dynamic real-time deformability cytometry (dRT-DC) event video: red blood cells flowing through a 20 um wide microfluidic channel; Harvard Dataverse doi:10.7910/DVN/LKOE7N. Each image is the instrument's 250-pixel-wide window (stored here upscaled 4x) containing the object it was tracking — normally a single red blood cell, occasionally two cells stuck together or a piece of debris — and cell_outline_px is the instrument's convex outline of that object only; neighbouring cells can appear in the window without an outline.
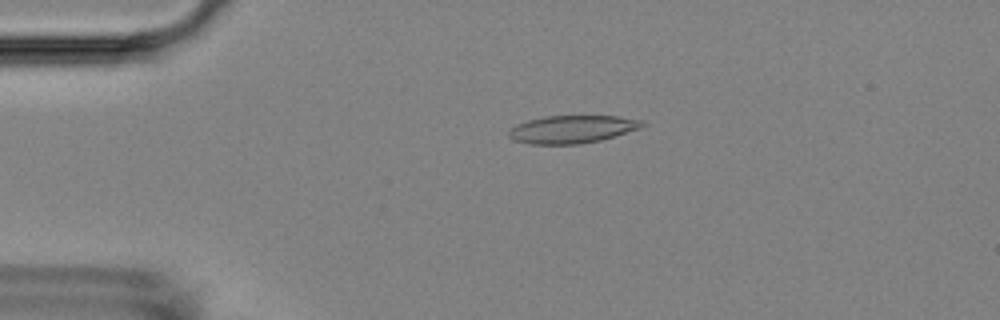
{"species": "Egyptian fruit bat (a non-hibernating species)", "species_latin": "Rousettus aegyptiacus", "temperature_condition": "room temperature", "stored_images_in_passage": 25, "camera_frame_rate_fps": 3000, "um_per_image_px": 0.085, "animal": {"sex": "female"}, "frame": {"image": 1, "passage_image": 12, "time_ms": 3.667, "image_size_px": [1000, 320], "cell_outline_px": [[648, 124], [640, 128], [600, 140], [580, 144], [528, 144], [512, 140], [508, 136], [508, 132], [516, 124], [528, 120], [544, 116], [620, 116], [644, 120]], "centroid_in_image_um": [48.64, 10.98], "position_along_channel_um": 36.4, "area_um2": 21.73}}